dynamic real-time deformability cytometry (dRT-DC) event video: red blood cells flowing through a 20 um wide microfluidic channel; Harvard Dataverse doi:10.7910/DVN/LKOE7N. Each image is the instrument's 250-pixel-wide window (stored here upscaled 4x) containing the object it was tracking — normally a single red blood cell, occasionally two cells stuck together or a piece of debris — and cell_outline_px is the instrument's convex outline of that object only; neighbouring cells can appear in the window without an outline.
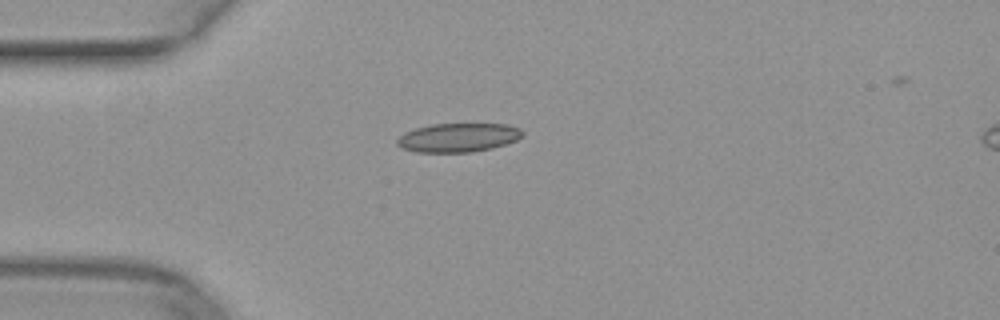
{"species": "common noctule bat (a hibernating species)", "species_latin": "Nyctalus noctula", "temperature_condition": "warm", "stored_images_in_passage": 38, "camera_frame_rate_fps": 3000, "um_per_image_px": 0.085, "animal": {"sex": "female", "body_mass_g": 29.2, "forearm_length_mm": 56.3}, "frame": {"image": 1, "passage_image": 1, "time_ms": 0.0, "image_size_px": [1000, 320], "cell_outline_px": [[524, 136], [516, 140], [492, 148], [472, 152], [416, 152], [400, 148], [396, 144], [396, 140], [404, 132], [416, 128], [432, 124], [508, 124], [520, 128], [524, 132]], "centroid_in_image_um": [38.94, 11.69], "position_along_channel_um": 46.1, "area_um2": 21.21}}
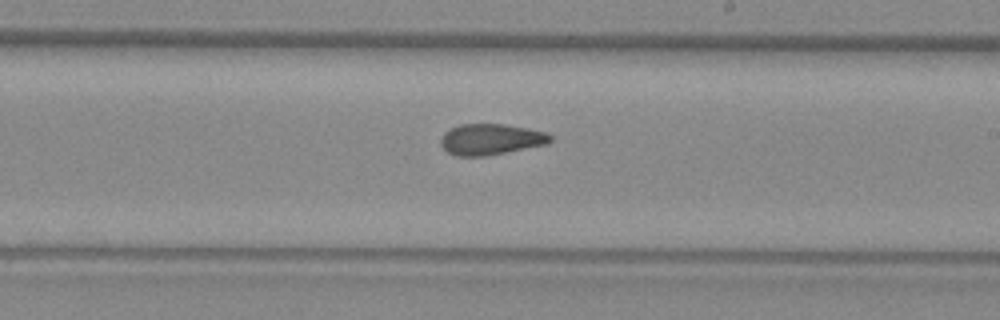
{"frame": {"image": 2, "passage_image": 17, "time_ms": 5.333, "image_size_px": [1000, 320], "cell_outline_px": [[552, 140], [548, 144], [484, 156], [456, 156], [448, 152], [440, 144], [440, 140], [444, 132], [460, 124], [504, 124], [548, 132], [552, 136]], "centroid_in_image_um": [41.73, 11.84], "position_along_channel_um": 247.3, "area_um2": 19.77}}
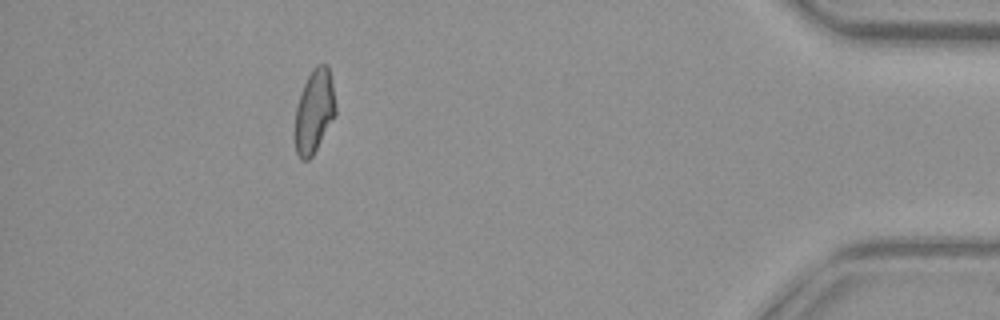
{"frame": {"image": 3, "passage_image": 33, "time_ms": 10.667, "image_size_px": [1000, 320], "cell_outline_px": [[336, 112], [312, 156], [308, 160], [300, 160], [296, 152], [292, 136], [296, 108], [300, 92], [312, 68], [316, 64], [328, 64], [332, 84], [336, 108]], "centroid_in_image_um": [26.65, 9.47], "position_along_channel_um": 408.5, "area_um2": 20.0}}